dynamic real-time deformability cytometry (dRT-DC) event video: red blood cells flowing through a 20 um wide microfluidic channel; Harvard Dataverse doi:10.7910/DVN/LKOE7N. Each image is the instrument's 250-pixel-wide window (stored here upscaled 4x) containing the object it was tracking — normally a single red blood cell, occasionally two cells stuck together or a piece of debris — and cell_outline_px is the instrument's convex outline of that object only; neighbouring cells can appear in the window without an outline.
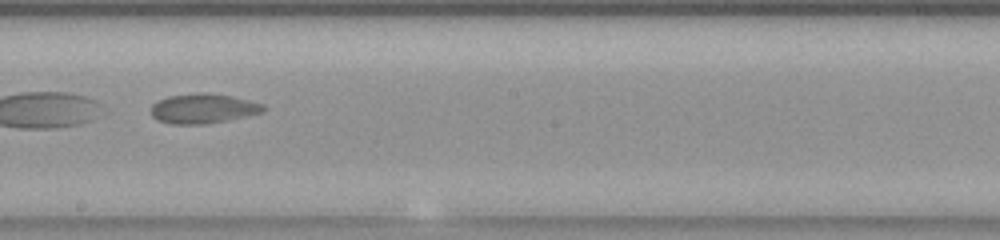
{"species": "common noctule bat (a hibernating species)", "species_latin": "Nyctalus noctula", "temperature_condition": "room temperature", "stored_images_in_passage": 33, "camera_frame_rate_fps": 3000, "um_per_image_px": 0.085, "animal": {"sex": "female", "body_mass_g": 23.0, "forearm_length_mm": 53.4}, "frame": {"image": 1, "passage_image": 15, "time_ms": 4.667, "image_size_px": [1000, 240], "cell_outline_px": [[264, 108], [260, 112], [224, 120], [188, 124], [176, 124], [160, 120], [152, 116], [152, 104], [156, 100], [168, 96], [196, 92], [208, 92], [232, 96], [264, 104]], "centroid_in_image_um": [17.21, 9.18], "position_along_channel_um": 231.0, "area_um2": 18.9}, "authors_computed_cell_mechanics": {"area_um2": 19.1896, "velocity_mm_per_s": 3.6531, "shape_relaxation_time_tau1_ms": null, "shape_relaxation_time_tau2_ms": 1.6999, "deformation_change_tau1": null, "deformation_change_tau2": 0.0424}}